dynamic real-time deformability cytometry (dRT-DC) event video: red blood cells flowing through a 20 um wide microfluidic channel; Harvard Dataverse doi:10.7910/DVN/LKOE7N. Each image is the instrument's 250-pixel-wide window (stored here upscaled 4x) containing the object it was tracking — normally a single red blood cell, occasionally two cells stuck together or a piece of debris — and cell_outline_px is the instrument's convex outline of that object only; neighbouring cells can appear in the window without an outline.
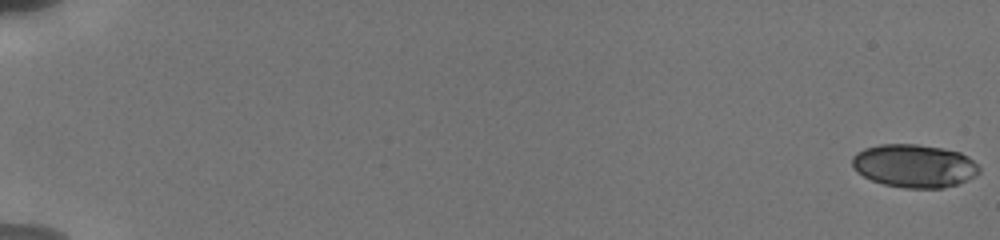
{"species": "human", "species_latin": "Homo sapiens", "temperature_condition": "cold", "stored_images_in_passage": 40, "camera_frame_rate_fps": 3000, "um_per_image_px": 0.085, "donor": {"sex": "male"}, "frame": {"image": 1, "passage_image": 1, "time_ms": 0.0, "image_size_px": [1000, 240], "cell_outline_px": [[980, 172], [976, 176], [956, 184], [944, 188], [904, 188], [884, 184], [872, 180], [856, 172], [852, 164], [852, 156], [856, 152], [864, 148], [880, 144], [916, 144], [944, 148], [960, 152], [968, 156], [980, 168]], "centroid_in_image_um": [77.7, 14.09], "position_along_channel_um": 7.3, "area_um2": 32.08}}
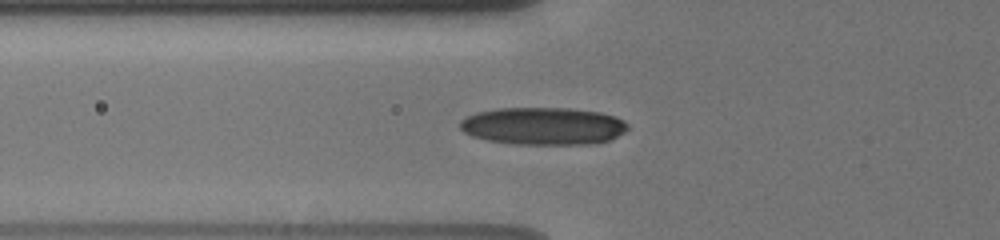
{"frame": {"image": 2, "passage_image": 24, "time_ms": 7.333, "image_size_px": [1000, 240], "cell_outline_px": [[628, 128], [624, 132], [608, 140], [588, 144], [516, 144], [488, 140], [472, 136], [464, 132], [460, 128], [460, 120], [464, 116], [476, 112], [496, 108], [572, 108], [600, 112], [616, 116], [624, 120], [628, 124]], "centroid_in_image_um": [46.15, 10.7], "position_along_channel_um": 79.6, "area_um2": 36.82}}
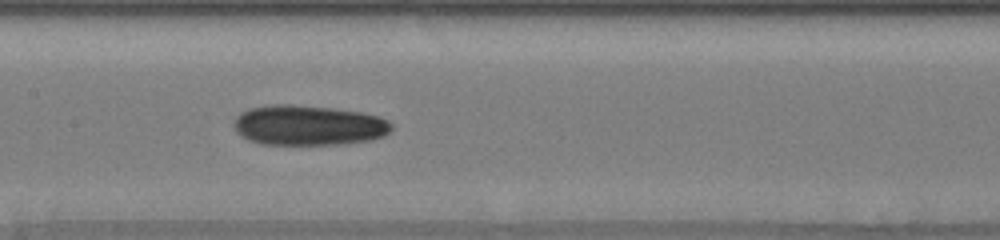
{"frame": {"image": 3, "passage_image": 39, "time_ms": 10.0, "image_size_px": [1000, 240], "cell_outline_px": [[392, 128], [384, 136], [372, 140], [344, 144], [260, 144], [248, 140], [240, 136], [236, 132], [232, 124], [236, 116], [240, 112], [248, 108], [272, 104], [292, 104], [332, 108], [360, 112], [376, 116], [388, 120], [392, 124]], "centroid_in_image_um": [26.17, 10.65], "position_along_channel_um": 181.2, "area_um2": 37.22}}